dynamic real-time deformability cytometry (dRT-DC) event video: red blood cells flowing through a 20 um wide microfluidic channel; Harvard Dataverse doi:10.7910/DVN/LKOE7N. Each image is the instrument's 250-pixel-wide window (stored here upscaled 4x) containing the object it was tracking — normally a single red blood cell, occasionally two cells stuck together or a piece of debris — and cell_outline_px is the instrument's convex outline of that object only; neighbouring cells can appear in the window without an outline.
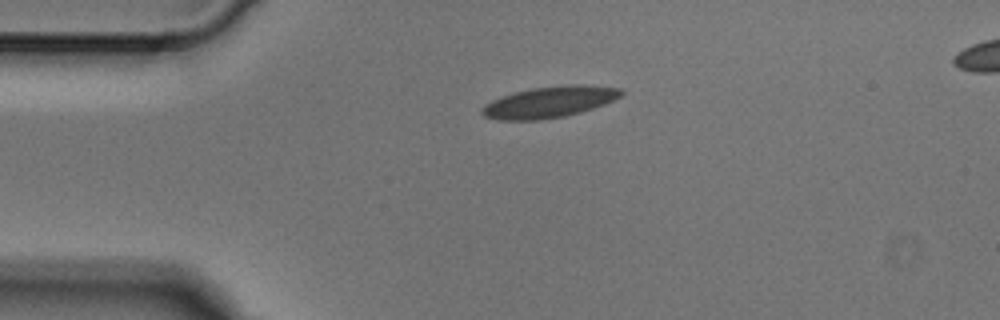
{"species": "Egyptian fruit bat (a non-hibernating species)", "species_latin": "Rousettus aegyptiacus", "temperature_condition": "cold", "stored_images_in_passage": 3, "segment_of_instrument_passage": [1, 2], "camera_frame_rate_fps": 3000, "um_per_image_px": 0.085, "animal": {"sex": "male"}, "frame": {"image": 1, "passage_image": 1, "time_ms": 0.0, "image_size_px": [1000, 320], "cell_outline_px": [[624, 92], [620, 96], [604, 104], [580, 112], [564, 116], [540, 120], [500, 120], [484, 116], [480, 112], [480, 108], [492, 100], [516, 92], [532, 88], [568, 84], [584, 84], [620, 88]], "centroid_in_image_um": [46.69, 8.67], "position_along_channel_um": 38.3, "area_um2": 25.14}}